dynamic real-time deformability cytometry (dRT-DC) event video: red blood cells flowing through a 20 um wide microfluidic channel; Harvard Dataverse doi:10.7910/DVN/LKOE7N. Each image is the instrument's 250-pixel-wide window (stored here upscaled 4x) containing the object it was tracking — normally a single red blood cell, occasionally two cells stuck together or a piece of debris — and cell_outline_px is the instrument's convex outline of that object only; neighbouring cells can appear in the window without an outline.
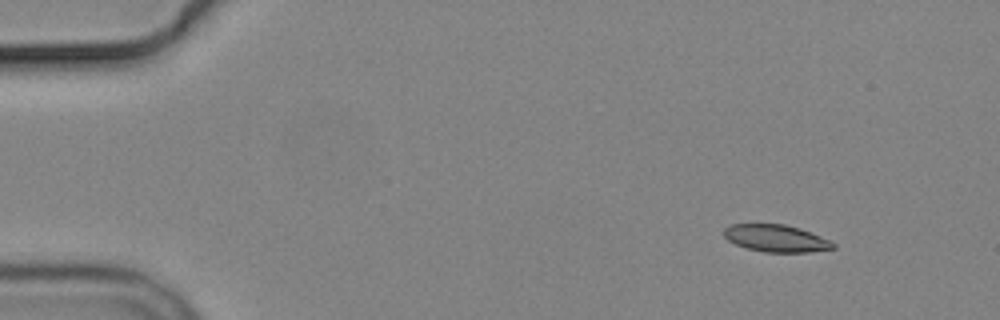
{"species": "common noctule bat (a hibernating species)", "species_latin": "Nyctalus noctula", "temperature_condition": "cold", "stored_images_in_passage": 7, "segment_of_instrument_passage": [1, 2], "camera_frame_rate_fps": 3000, "um_per_image_px": 0.085, "animal": {"sex": "male", "body_mass_g": 19.2, "forearm_length_mm": 51.8}, "frame": {"image": 1, "passage_image": 3, "time_ms": 2.0, "image_size_px": [1000, 320], "cell_outline_px": [[836, 248], [808, 252], [764, 252], [748, 248], [736, 244], [728, 240], [724, 236], [724, 228], [732, 224], [784, 224], [800, 228], [832, 240], [836, 244]], "centroid_in_image_um": [66.01, 20.25], "position_along_channel_um": 19.0, "area_um2": 17.34}}
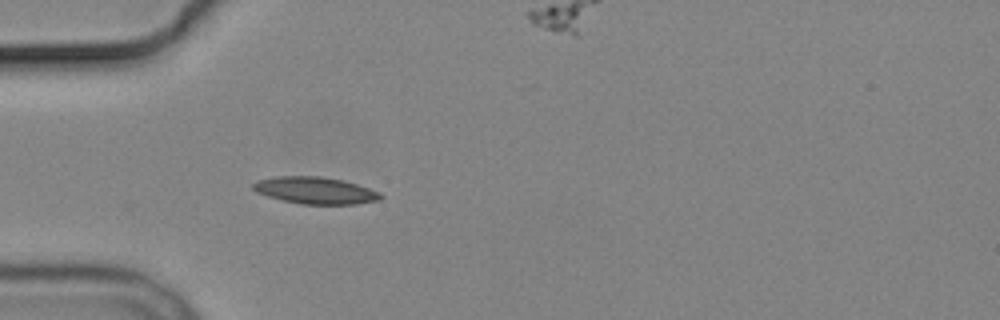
{"frame": {"image": 2, "passage_image": 6, "time_ms": 5.667, "image_size_px": [1000, 320], "cell_outline_px": [[384, 196], [380, 200], [356, 204], [300, 204], [268, 196], [256, 192], [252, 188], [252, 184], [256, 180], [276, 176], [320, 176], [344, 180], [380, 192]], "centroid_in_image_um": [26.8, 16.18], "position_along_channel_um": 58.2, "area_um2": 20.06}}